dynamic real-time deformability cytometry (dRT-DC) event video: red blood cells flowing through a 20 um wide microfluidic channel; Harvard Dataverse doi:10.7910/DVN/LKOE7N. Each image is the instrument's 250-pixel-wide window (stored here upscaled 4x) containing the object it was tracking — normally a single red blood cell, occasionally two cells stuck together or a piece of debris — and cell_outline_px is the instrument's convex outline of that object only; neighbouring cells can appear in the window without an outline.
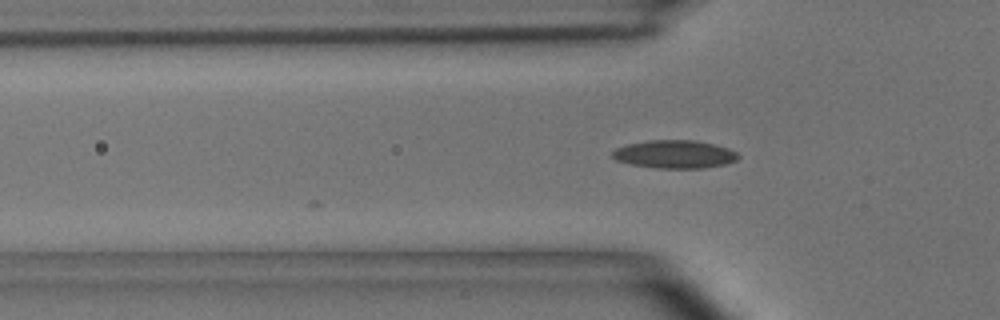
{"species": "common noctule bat (a hibernating species)", "species_latin": "Nyctalus noctula", "temperature_condition": "room temperature", "stored_images_in_passage": 7, "camera_frame_rate_fps": 3000, "um_per_image_px": 0.085, "animal": {"sex": "male", "body_mass_g": 15.6}, "frame": {"image": 1, "passage_image": 5, "time_ms": 5.333, "image_size_px": [1000, 320], "cell_outline_px": [[740, 156], [736, 160], [728, 164], [704, 168], [656, 168], [632, 164], [616, 160], [612, 156], [612, 152], [616, 148], [628, 144], [648, 140], [696, 140], [728, 148], [736, 152]], "centroid_in_image_um": [57.36, 13.11], "position_along_channel_um": 68.4, "area_um2": 20.58}}
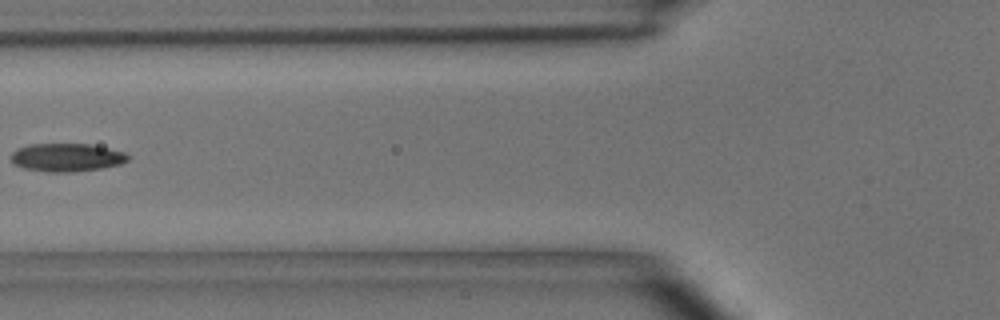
{"frame": {"image": 2, "passage_image": 6, "time_ms": 6.667, "image_size_px": [1000, 320], "cell_outline_px": [[132, 156], [128, 160], [120, 164], [100, 168], [76, 172], [48, 172], [24, 168], [16, 164], [12, 160], [12, 152], [16, 148], [28, 144], [88, 144], [124, 152]], "centroid_in_image_um": [5.67, 13.38], "position_along_channel_um": 120.1, "area_um2": 19.13}}